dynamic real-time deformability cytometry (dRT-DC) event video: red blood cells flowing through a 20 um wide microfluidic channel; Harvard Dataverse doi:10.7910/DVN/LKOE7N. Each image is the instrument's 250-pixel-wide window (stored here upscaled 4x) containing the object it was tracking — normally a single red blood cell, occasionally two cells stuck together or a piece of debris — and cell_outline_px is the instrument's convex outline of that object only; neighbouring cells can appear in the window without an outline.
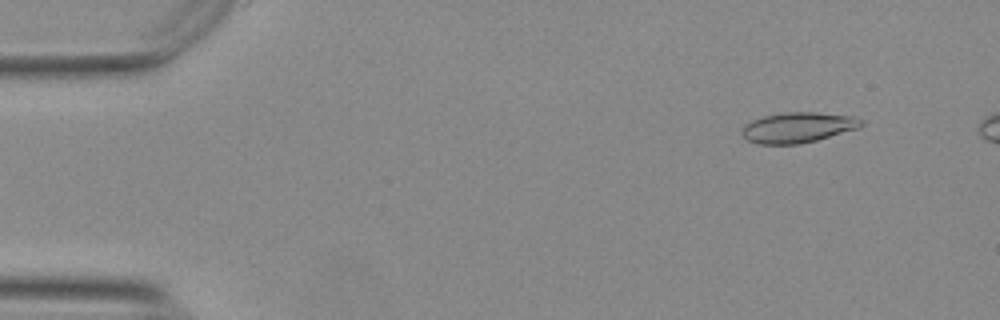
{"species": "Egyptian fruit bat (a non-hibernating species)", "species_latin": "Rousettus aegyptiacus", "temperature_condition": "warm", "stored_images_in_passage": 11, "camera_frame_rate_fps": 3000, "um_per_image_px": 0.085, "animal": {"sex": "female"}, "frame": {"image": 1, "passage_image": 5, "time_ms": 1.333, "image_size_px": [1000, 320], "cell_outline_px": [[864, 124], [856, 128], [816, 140], [800, 144], [760, 144], [748, 140], [740, 132], [744, 124], [752, 120], [764, 116], [784, 112], [816, 112], [852, 116], [864, 120]], "centroid_in_image_um": [67.79, 10.83], "position_along_channel_um": 17.2, "area_um2": 20.98}}